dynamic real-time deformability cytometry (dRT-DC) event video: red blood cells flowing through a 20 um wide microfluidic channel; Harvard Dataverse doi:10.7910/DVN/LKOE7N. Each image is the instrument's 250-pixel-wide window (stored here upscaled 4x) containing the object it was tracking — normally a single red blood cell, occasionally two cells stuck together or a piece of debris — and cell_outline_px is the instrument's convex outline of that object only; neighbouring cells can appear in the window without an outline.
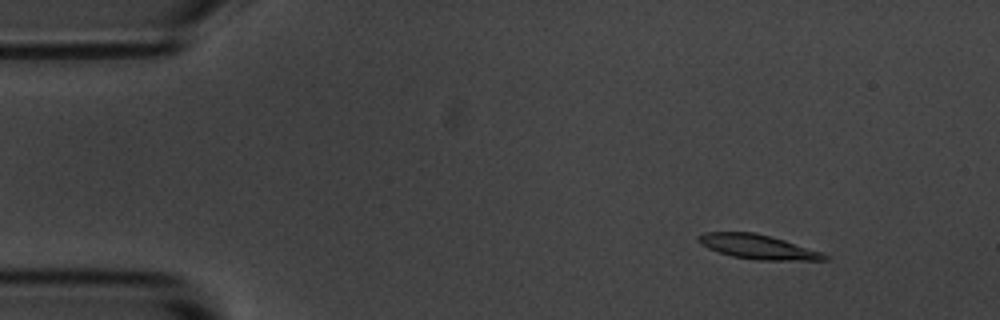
{"species": "common noctule bat (a hibernating species)", "species_latin": "Nyctalus noctula", "temperature_condition": "room temperature", "stored_images_in_passage": 55, "camera_frame_rate_fps": 3000, "um_per_image_px": 0.085, "animal": {"sex": "male", "body_mass_g": 20.1, "forearm_length_mm": 53.5}, "frame": {"image": 1, "passage_image": 6, "time_ms": 1.667, "image_size_px": [1000, 320], "cell_outline_px": [[832, 256], [828, 260], [756, 260], [732, 256], [708, 248], [700, 244], [696, 240], [696, 236], [704, 232], [756, 232], [772, 236], [824, 252]], "centroid_in_image_um": [64.46, 20.97], "position_along_channel_um": 20.5, "area_um2": 18.26}}
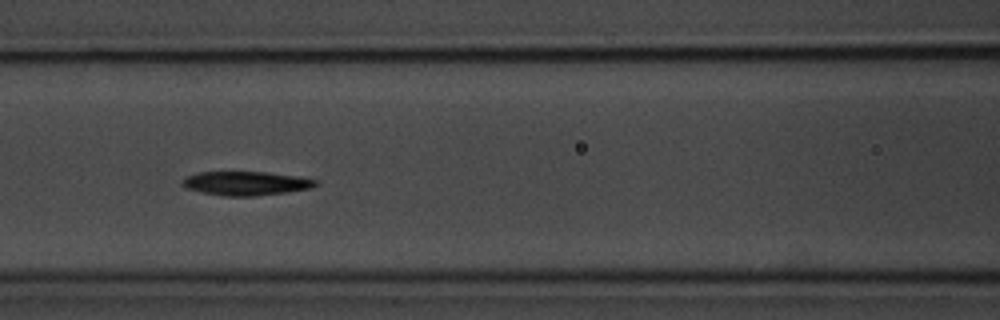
{"frame": {"image": 2, "passage_image": 23, "time_ms": 7.333, "image_size_px": [1000, 320], "cell_outline_px": [[320, 184], [312, 188], [288, 192], [256, 196], [224, 196], [200, 192], [184, 188], [180, 184], [180, 180], [184, 176], [200, 172], [268, 172], [300, 176], [320, 180]], "centroid_in_image_um": [20.92, 15.58], "position_along_channel_um": 145.7, "area_um2": 19.13}}
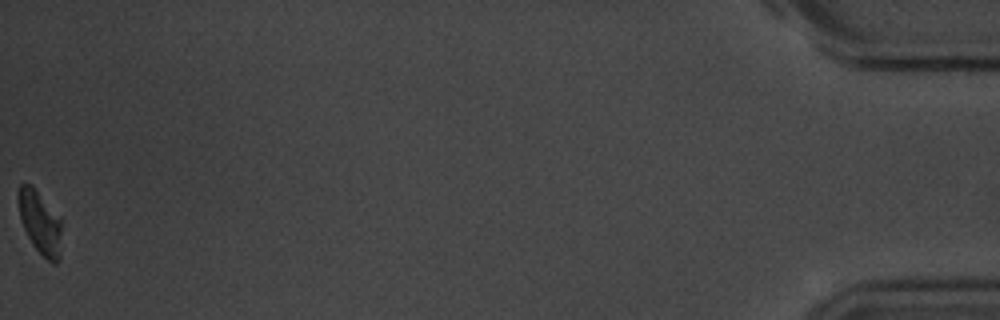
{"frame": {"image": 3, "passage_image": 55, "time_ms": 18.0, "image_size_px": [1000, 320], "cell_outline_px": [[60, 260], [56, 264], [52, 264], [32, 244], [20, 220], [16, 200], [16, 192], [20, 184], [24, 180], [32, 184], [60, 220]], "centroid_in_image_um": [3.33, 18.85], "position_along_channel_um": 431.9, "area_um2": 16.01}, "authors_computed_cell_mechanics": {"area_um2": 18.2648, "velocity_mm_per_s": 3.6249, "shape_relaxation_time_tau1_ms": 4.0784, "shape_relaxation_time_tau2_ms": null, "deformation_change_tau1": 0.1766, "deformation_change_tau2": null}}